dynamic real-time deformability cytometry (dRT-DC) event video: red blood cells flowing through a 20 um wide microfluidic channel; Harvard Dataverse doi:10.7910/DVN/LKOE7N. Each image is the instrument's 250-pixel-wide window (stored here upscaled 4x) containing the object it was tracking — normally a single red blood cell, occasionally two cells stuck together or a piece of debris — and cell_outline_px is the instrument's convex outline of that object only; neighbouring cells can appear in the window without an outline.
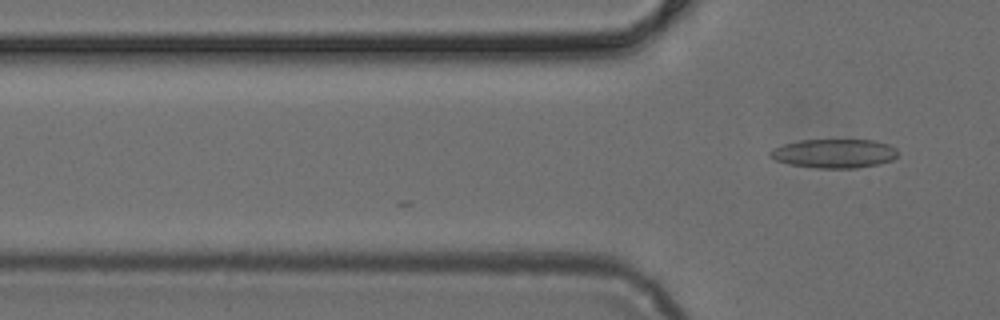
{"species": "common noctule bat (a hibernating species)", "species_latin": "Nyctalus noctula", "temperature_condition": "cold", "stored_images_in_passage": 5, "camera_frame_rate_fps": 3000, "um_per_image_px": 0.085, "animal": {"sex": "female", "body_mass_g": 24.6, "forearm_length_mm": 56.2}, "frame": {"image": 1, "passage_image": 5, "time_ms": 1.333, "image_size_px": [1000, 320], "cell_outline_px": [[896, 156], [892, 160], [880, 164], [856, 168], [816, 168], [792, 164], [776, 160], [768, 156], [768, 152], [772, 148], [784, 144], [800, 140], [876, 140], [888, 144], [896, 148]], "centroid_in_image_um": [70.9, 13.04], "position_along_channel_um": 54.9, "area_um2": 21.56}}